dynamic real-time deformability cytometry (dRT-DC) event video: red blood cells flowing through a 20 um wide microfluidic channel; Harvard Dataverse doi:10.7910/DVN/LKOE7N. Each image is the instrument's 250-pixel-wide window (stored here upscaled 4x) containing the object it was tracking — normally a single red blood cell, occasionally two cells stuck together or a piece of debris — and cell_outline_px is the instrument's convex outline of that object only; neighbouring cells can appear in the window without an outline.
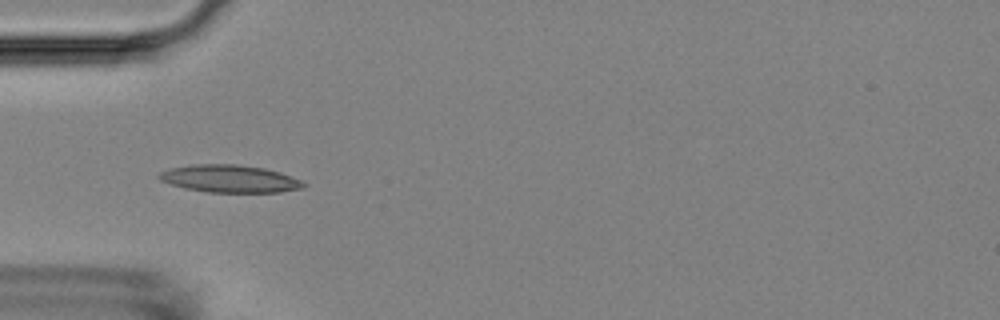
{"species": "Egyptian fruit bat (a non-hibernating species)", "species_latin": "Rousettus aegyptiacus", "temperature_condition": "room temperature", "stored_images_in_passage": 45, "camera_frame_rate_fps": 3000, "um_per_image_px": 0.085, "animal": {"sex": "female"}, "frame": {"image": 1, "passage_image": 7, "time_ms": 2.0, "image_size_px": [1000, 320], "cell_outline_px": [[308, 184], [304, 188], [280, 192], [208, 192], [184, 188], [160, 180], [156, 176], [160, 172], [172, 168], [192, 164], [236, 164], [264, 168], [280, 172], [300, 180]], "centroid_in_image_um": [19.54, 15.19], "position_along_channel_um": 65.5, "area_um2": 23.12}}
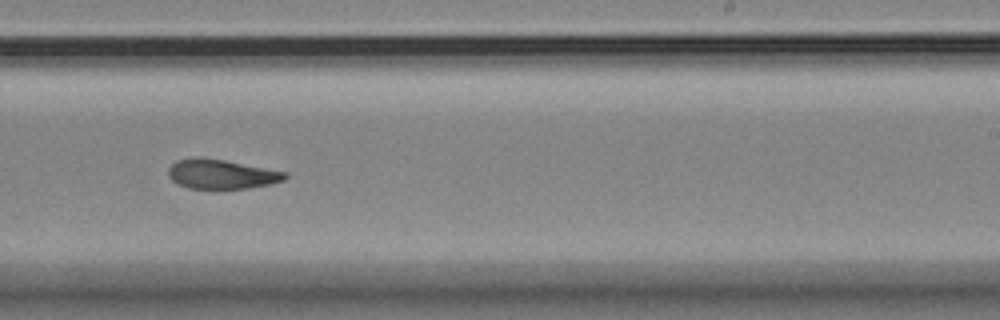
{"frame": {"image": 2, "passage_image": 24, "time_ms": 7.667, "image_size_px": [1000, 320], "cell_outline_px": [[288, 176], [284, 180], [272, 184], [248, 188], [188, 188], [176, 184], [168, 176], [168, 168], [176, 160], [200, 156], [224, 160], [288, 172]], "centroid_in_image_um": [18.81, 14.79], "position_along_channel_um": 270.2, "area_um2": 20.17}}
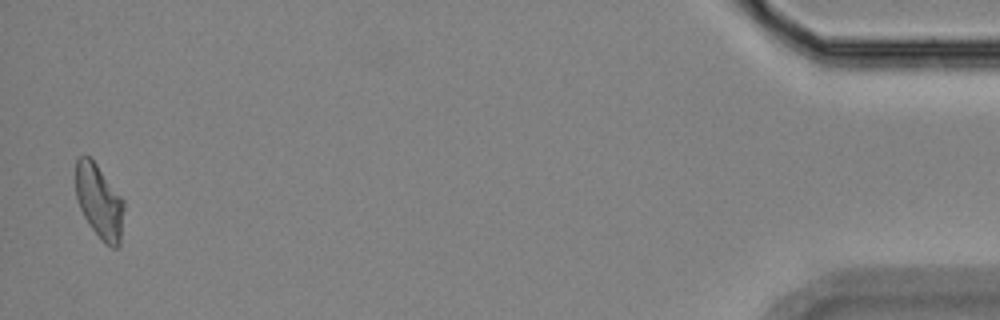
{"frame": {"image": 3, "passage_image": 44, "time_ms": 14.333, "image_size_px": [1000, 320], "cell_outline_px": [[124, 208], [120, 244], [116, 248], [112, 248], [104, 244], [88, 224], [80, 208], [76, 196], [76, 160], [80, 156], [88, 156], [96, 164], [124, 200]], "centroid_in_image_um": [8.44, 17.17], "position_along_channel_um": 426.8, "area_um2": 20.75}, "authors_computed_cell_mechanics": {"area_um2": 21.0392, "velocity_mm_per_s": 3.6165, "shape_relaxation_time_tau1_ms": null, "shape_relaxation_time_tau2_ms": 3.6415, "deformation_change_tau1": null, "deformation_change_tau2": 0.1032}}